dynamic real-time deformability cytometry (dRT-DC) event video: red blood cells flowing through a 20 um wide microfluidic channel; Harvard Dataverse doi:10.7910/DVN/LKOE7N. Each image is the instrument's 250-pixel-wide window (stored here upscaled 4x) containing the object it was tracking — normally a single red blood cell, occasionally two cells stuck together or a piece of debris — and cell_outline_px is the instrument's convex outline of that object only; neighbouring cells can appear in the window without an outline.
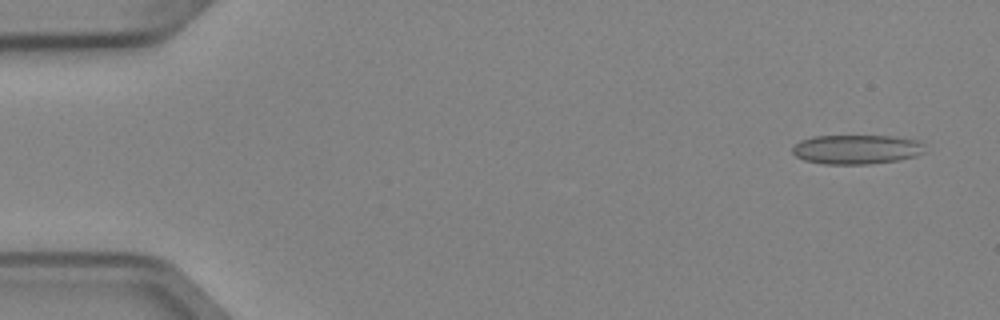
{"species": "Egyptian fruit bat (a non-hibernating species)", "species_latin": "Rousettus aegyptiacus", "temperature_condition": "cold", "stored_images_in_passage": 5, "camera_frame_rate_fps": 3000, "um_per_image_px": 0.085, "animal": {"sex": "female"}, "frame": {"image": 1, "passage_image": 1, "time_ms": 0.0, "image_size_px": [1000, 320], "cell_outline_px": [[928, 152], [916, 156], [900, 160], [868, 164], [824, 164], [804, 160], [796, 156], [792, 152], [792, 148], [800, 140], [812, 136], [892, 136], [920, 140], [924, 144]], "centroid_in_image_um": [72.87, 12.7], "position_along_channel_um": 12.1, "area_um2": 23.0}}
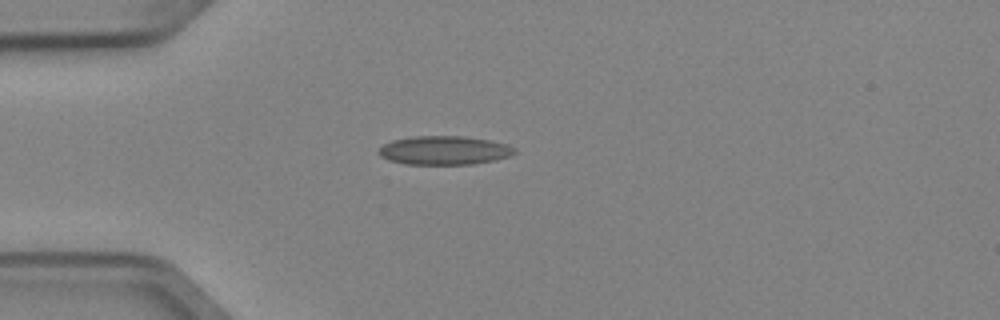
{"frame": {"image": 2, "passage_image": 4, "time_ms": 1.0, "image_size_px": [1000, 320], "cell_outline_px": [[516, 152], [508, 156], [492, 160], [472, 164], [408, 164], [388, 160], [380, 156], [376, 152], [384, 144], [392, 140], [412, 136], [464, 136], [488, 140], [508, 144], [516, 148]], "centroid_in_image_um": [37.73, 12.77], "position_along_channel_um": 47.3, "area_um2": 22.72}}